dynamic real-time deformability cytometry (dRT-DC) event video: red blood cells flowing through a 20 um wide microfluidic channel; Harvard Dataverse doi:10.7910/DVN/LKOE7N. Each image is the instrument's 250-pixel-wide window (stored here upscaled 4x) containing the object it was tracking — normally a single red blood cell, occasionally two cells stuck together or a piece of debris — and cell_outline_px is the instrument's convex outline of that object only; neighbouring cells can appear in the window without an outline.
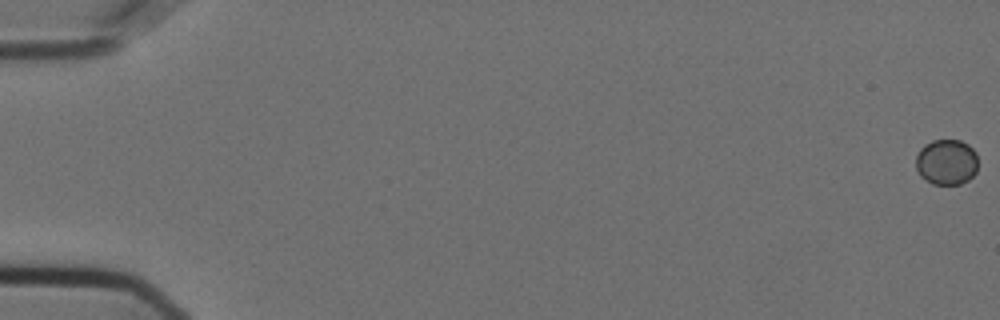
{"species": "Egyptian fruit bat (a non-hibernating species)", "species_latin": "Rousettus aegyptiacus", "temperature_condition": "cold", "stored_images_in_passage": 20, "camera_frame_rate_fps": 3000, "um_per_image_px": 0.085, "animal": {"sex": "female"}, "frame": {"image": 1, "passage_image": 1, "time_ms": 0.0, "image_size_px": [1000, 320], "cell_outline_px": [[976, 172], [968, 180], [960, 184], [932, 184], [924, 180], [920, 176], [916, 168], [916, 156], [920, 148], [924, 144], [932, 140], [960, 140], [968, 144], [976, 152]], "centroid_in_image_um": [80.43, 13.77], "position_along_channel_um": 4.6, "area_um2": 16.65}}
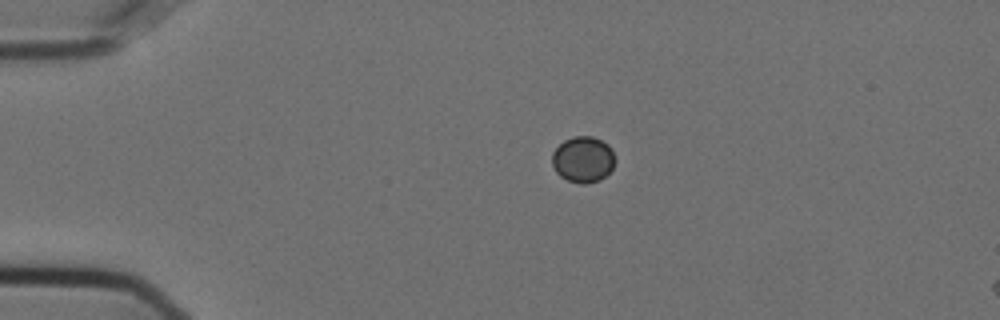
{"frame": {"image": 2, "passage_image": 14, "time_ms": 4.333, "image_size_px": [1000, 320], "cell_outline_px": [[616, 160], [612, 168], [600, 180], [588, 184], [580, 184], [568, 180], [560, 176], [556, 172], [552, 164], [552, 152], [564, 140], [572, 136], [592, 136], [608, 144]], "centroid_in_image_um": [49.55, 13.55], "position_along_channel_um": 35.5, "area_um2": 16.94}}